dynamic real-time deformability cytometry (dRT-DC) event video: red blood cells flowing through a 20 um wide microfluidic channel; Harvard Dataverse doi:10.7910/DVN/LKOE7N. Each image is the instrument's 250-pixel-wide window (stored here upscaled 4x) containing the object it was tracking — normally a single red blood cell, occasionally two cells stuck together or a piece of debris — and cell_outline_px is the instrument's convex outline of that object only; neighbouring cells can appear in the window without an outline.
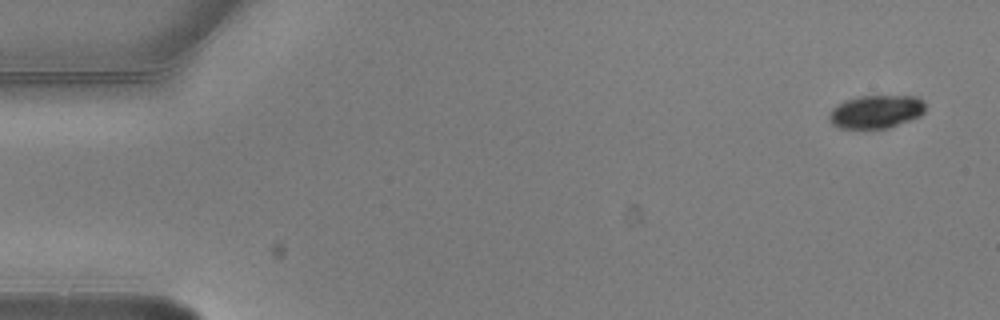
{"species": "common noctule bat (a hibernating species)", "species_latin": "Nyctalus noctula", "temperature_condition": "warm", "stored_images_in_passage": 5, "camera_frame_rate_fps": 3000, "um_per_image_px": 0.085, "animal": {"sex": "male", "body_mass_g": 20.5, "forearm_length_mm": 52.5}, "frame": {"image": 1, "passage_image": 5, "time_ms": 1.333, "image_size_px": [1000, 320], "cell_outline_px": [[924, 112], [920, 116], [912, 120], [888, 128], [836, 128], [828, 120], [828, 116], [832, 108], [844, 100], [860, 96], [916, 96], [924, 100]], "centroid_in_image_um": [74.45, 9.5], "position_along_channel_um": 10.5, "area_um2": 18.79}}